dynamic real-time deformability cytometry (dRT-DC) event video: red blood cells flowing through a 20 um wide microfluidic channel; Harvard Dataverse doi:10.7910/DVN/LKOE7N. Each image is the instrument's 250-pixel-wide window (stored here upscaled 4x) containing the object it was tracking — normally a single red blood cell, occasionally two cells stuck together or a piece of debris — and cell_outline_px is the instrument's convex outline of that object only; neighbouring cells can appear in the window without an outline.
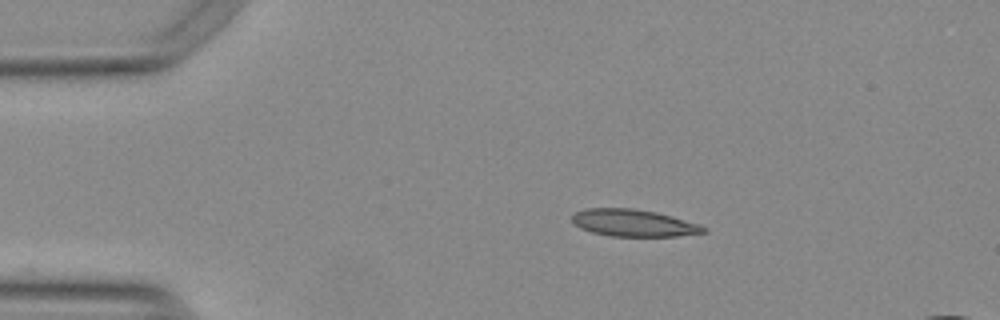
{"species": "Egyptian fruit bat (a non-hibernating species)", "species_latin": "Rousettus aegyptiacus", "temperature_condition": "warm", "stored_images_in_passage": 45, "camera_frame_rate_fps": 3000, "um_per_image_px": 0.085, "animal": {"sex": "female"}, "frame": {"image": 1, "passage_image": 1, "time_ms": 0.0, "image_size_px": [1000, 320], "cell_outline_px": [[708, 232], [676, 236], [612, 236], [592, 232], [580, 228], [572, 220], [572, 216], [576, 212], [584, 208], [632, 208], [656, 212], [672, 216], [700, 224], [708, 228]], "centroid_in_image_um": [53.89, 18.95], "position_along_channel_um": 31.1, "area_um2": 20.75}}
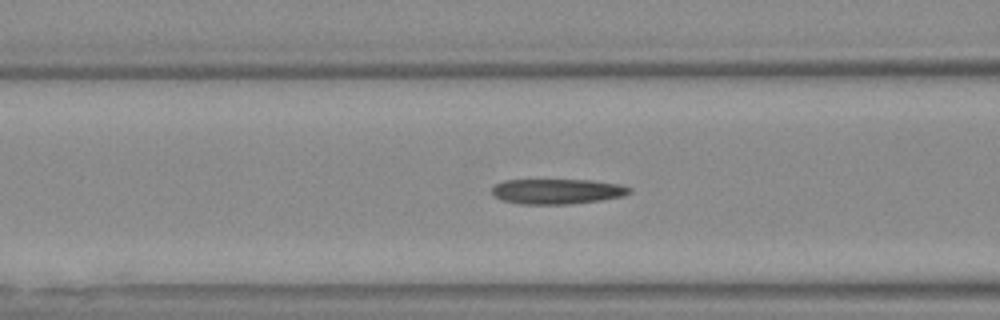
{"frame": {"image": 2, "passage_image": 12, "time_ms": 3.667, "image_size_px": [1000, 320], "cell_outline_px": [[632, 192], [624, 196], [600, 200], [572, 204], [520, 204], [504, 200], [496, 196], [492, 192], [492, 188], [496, 184], [504, 180], [592, 180], [616, 184], [632, 188]], "centroid_in_image_um": [47.39, 16.27], "position_along_channel_um": 119.2, "area_um2": 20.06}}
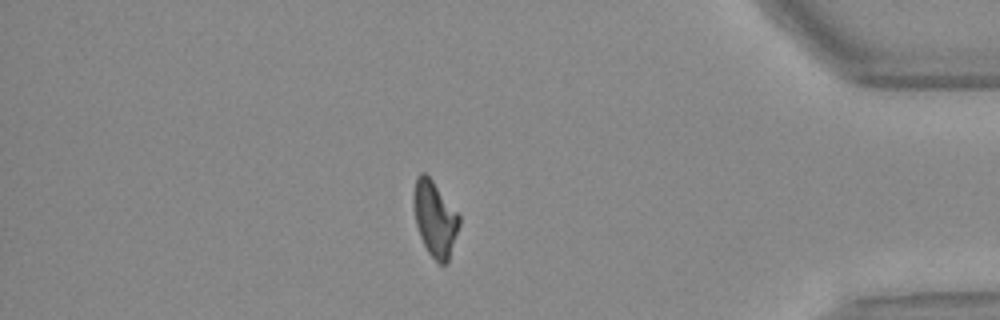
{"frame": {"image": 3, "passage_image": 37, "time_ms": 12.0, "image_size_px": [1000, 320], "cell_outline_px": [[460, 224], [448, 264], [440, 264], [428, 252], [420, 236], [416, 224], [412, 204], [412, 192], [416, 176], [420, 172], [424, 172], [432, 180], [460, 216]], "centroid_in_image_um": [36.94, 18.58], "position_along_channel_um": 398.3, "area_um2": 20.17}, "authors_computed_cell_mechanics": {"area_um2": 20.4612, "velocity_mm_per_s": 3.7792, "shape_relaxation_time_tau1_ms": 9.5021, "shape_relaxation_time_tau2_ms": 5.2318, "deformation_change_tau1": 0.2478, "deformation_change_tau2": 0.1373}}